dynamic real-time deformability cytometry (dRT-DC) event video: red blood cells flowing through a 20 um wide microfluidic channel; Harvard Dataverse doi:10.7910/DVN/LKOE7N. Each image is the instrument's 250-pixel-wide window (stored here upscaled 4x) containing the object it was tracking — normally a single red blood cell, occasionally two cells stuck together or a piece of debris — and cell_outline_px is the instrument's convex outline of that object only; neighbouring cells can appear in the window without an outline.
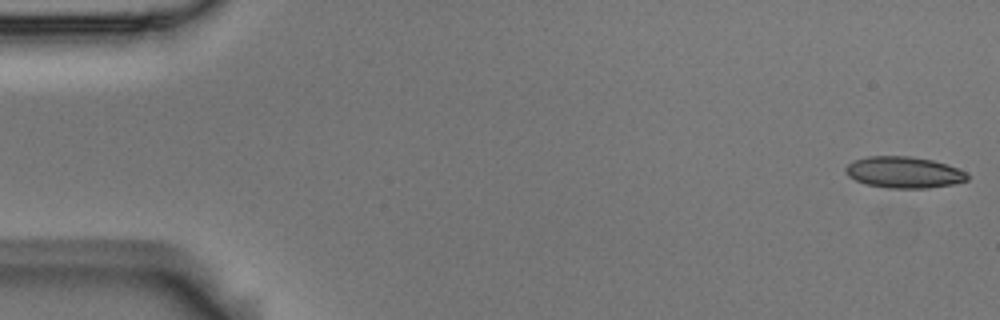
{"species": "Egyptian fruit bat (a non-hibernating species)", "species_latin": "Rousettus aegyptiacus", "temperature_condition": "room temperature", "stored_images_in_passage": 5, "camera_frame_rate_fps": 3000, "um_per_image_px": 0.085, "animal": {"sex": "male"}, "frame": {"image": 1, "passage_image": 1, "time_ms": 0.0, "image_size_px": [1000, 320], "cell_outline_px": [[968, 180], [952, 184], [928, 188], [888, 188], [868, 184], [856, 180], [848, 176], [844, 172], [844, 168], [852, 160], [868, 156], [912, 156], [932, 160], [948, 164], [964, 172], [968, 176]], "centroid_in_image_um": [76.79, 14.64], "position_along_channel_um": 8.2, "area_um2": 22.25}}
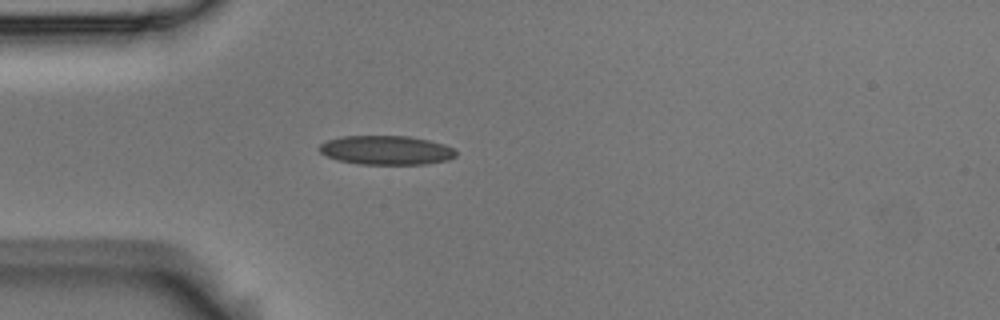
{"frame": {"image": 2, "passage_image": 5, "time_ms": 1.333, "image_size_px": [1000, 320], "cell_outline_px": [[456, 156], [448, 160], [428, 164], [360, 164], [336, 160], [320, 152], [316, 148], [320, 144], [328, 140], [340, 136], [408, 136], [428, 140], [444, 144], [452, 148], [456, 152]], "centroid_in_image_um": [32.81, 12.77], "position_along_channel_um": 52.2, "area_um2": 23.24}}